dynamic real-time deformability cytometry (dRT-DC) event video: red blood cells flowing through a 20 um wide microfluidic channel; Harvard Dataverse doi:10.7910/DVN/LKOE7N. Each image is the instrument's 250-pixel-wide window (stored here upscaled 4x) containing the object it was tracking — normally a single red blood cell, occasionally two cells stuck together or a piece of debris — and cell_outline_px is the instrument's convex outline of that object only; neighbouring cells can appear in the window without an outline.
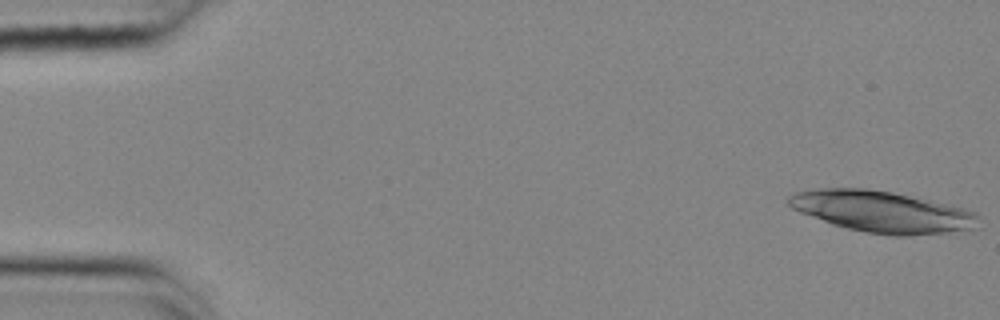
{"species": "common noctule bat (a hibernating species)", "species_latin": "Nyctalus noctula", "temperature_condition": "cold", "stored_images_in_passage": 17, "camera_frame_rate_fps": 3000, "um_per_image_px": 0.085, "animal": {"sex": "female", "body_mass_g": 25.1}, "frame": {"image": 1, "passage_image": 1, "time_ms": 0.0, "image_size_px": [1000, 320], "cell_outline_px": [[980, 228], [948, 232], [908, 236], [892, 236], [868, 232], [848, 228], [832, 224], [800, 212], [792, 208], [788, 204], [788, 196], [796, 192], [820, 188], [868, 188], [892, 192], [964, 208], [976, 212], [980, 216]], "centroid_in_image_um": [75.03, 18.0], "position_along_channel_um": 10.0, "area_um2": 45.78}}
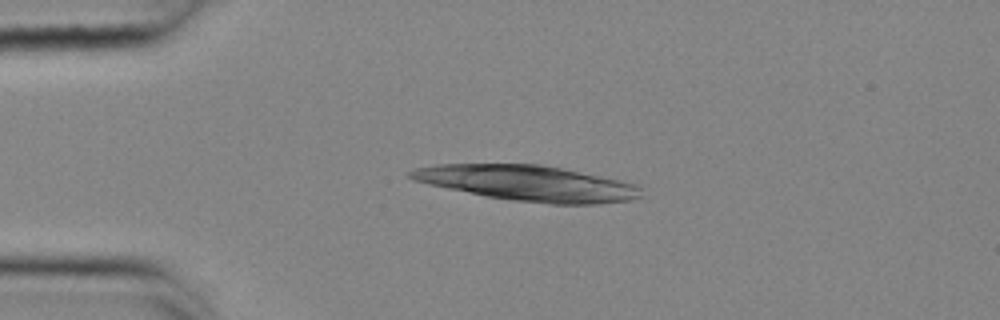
{"frame": {"image": 2, "passage_image": 12, "time_ms": 3.667, "image_size_px": [1000, 320], "cell_outline_px": [[644, 196], [632, 200], [596, 204], [552, 204], [512, 200], [488, 196], [428, 184], [412, 180], [408, 176], [408, 172], [412, 168], [436, 164], [540, 164], [620, 180], [636, 184], [640, 188]], "centroid_in_image_um": [44.86, 15.57], "position_along_channel_um": 40.1, "area_um2": 47.51}}